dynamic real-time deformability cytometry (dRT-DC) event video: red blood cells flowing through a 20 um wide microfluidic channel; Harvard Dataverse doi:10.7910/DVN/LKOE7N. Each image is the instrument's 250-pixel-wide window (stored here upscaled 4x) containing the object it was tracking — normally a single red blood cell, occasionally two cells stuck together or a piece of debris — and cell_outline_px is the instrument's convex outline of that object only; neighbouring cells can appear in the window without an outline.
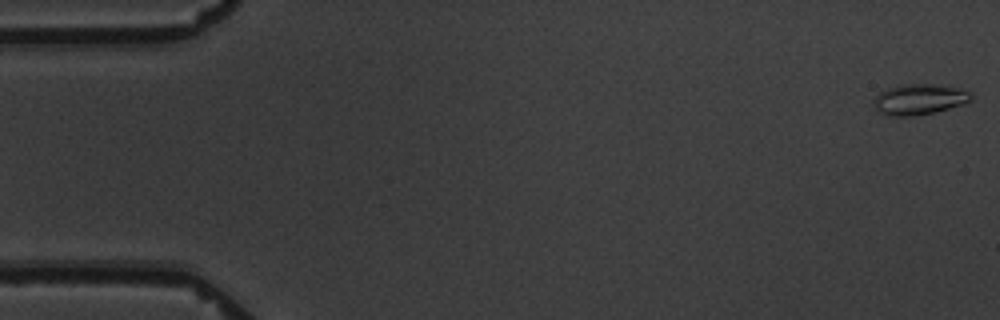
{"species": "common noctule bat (a hibernating species)", "species_latin": "Nyctalus noctula", "temperature_condition": "warm", "stored_images_in_passage": 5, "camera_frame_rate_fps": 3000, "um_per_image_px": 0.085, "animal": {"sex": "male", "body_mass_g": 19.5, "forearm_length_mm": 54.6}, "frame": {"image": 1, "passage_image": 1, "time_ms": 0.0, "image_size_px": [1000, 320], "cell_outline_px": [[972, 100], [964, 104], [932, 112], [912, 116], [888, 116], [880, 112], [872, 104], [872, 100], [880, 92], [888, 88], [900, 84], [932, 84], [960, 88], [972, 92]], "centroid_in_image_um": [78.13, 8.43], "position_along_channel_um": 6.9, "area_um2": 17.46}}
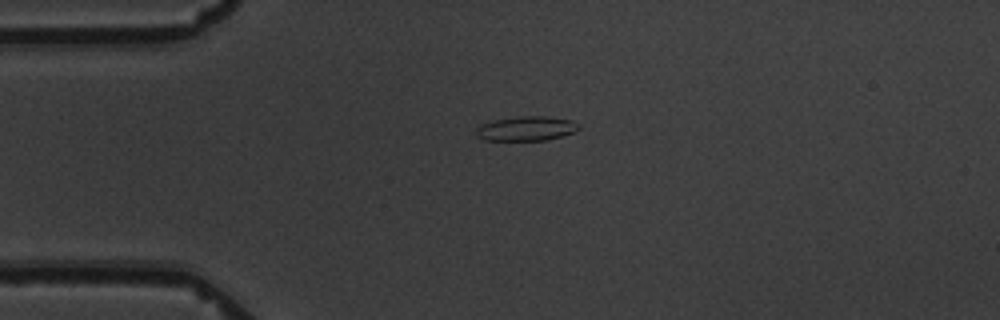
{"frame": {"image": 2, "passage_image": 4, "time_ms": 4.333, "image_size_px": [1000, 320], "cell_outline_px": [[580, 128], [576, 132], [548, 140], [484, 140], [476, 136], [476, 128], [480, 124], [496, 120], [516, 116], [544, 116], [572, 120], [580, 124]], "centroid_in_image_um": [44.76, 10.93], "position_along_channel_um": 40.2, "area_um2": 14.8}}